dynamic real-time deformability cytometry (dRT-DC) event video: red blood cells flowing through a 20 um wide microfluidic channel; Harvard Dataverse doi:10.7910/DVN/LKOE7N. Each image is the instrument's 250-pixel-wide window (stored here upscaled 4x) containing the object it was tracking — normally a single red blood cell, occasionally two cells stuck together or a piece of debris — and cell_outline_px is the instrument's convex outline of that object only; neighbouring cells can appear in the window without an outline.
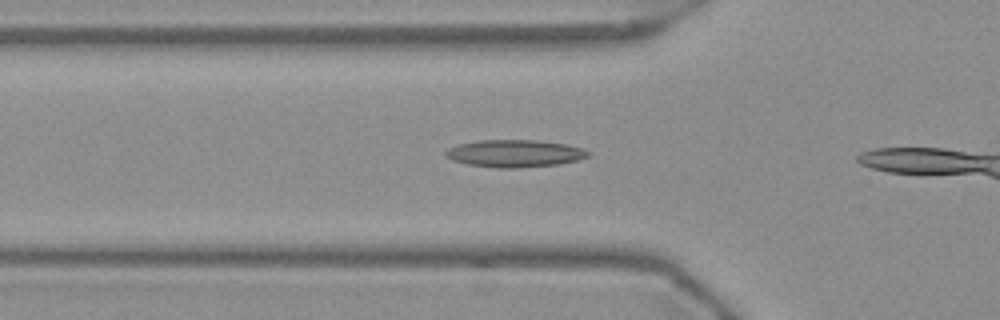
{"species": "Egyptian fruit bat (a non-hibernating species)", "species_latin": "Rousettus aegyptiacus", "temperature_condition": "warm", "stored_images_in_passage": 14, "camera_frame_rate_fps": 3000, "um_per_image_px": 0.085, "frame": {"image": 1, "passage_image": 12, "time_ms": 3.667, "image_size_px": [1000, 320], "cell_outline_px": [[592, 152], [588, 156], [576, 160], [560, 164], [520, 168], [496, 168], [468, 164], [452, 160], [444, 156], [444, 152], [448, 148], [460, 144], [476, 140], [536, 140], [568, 144], [584, 148]], "centroid_in_image_um": [43.76, 13.04], "position_along_channel_um": 82.0, "area_um2": 22.95}}